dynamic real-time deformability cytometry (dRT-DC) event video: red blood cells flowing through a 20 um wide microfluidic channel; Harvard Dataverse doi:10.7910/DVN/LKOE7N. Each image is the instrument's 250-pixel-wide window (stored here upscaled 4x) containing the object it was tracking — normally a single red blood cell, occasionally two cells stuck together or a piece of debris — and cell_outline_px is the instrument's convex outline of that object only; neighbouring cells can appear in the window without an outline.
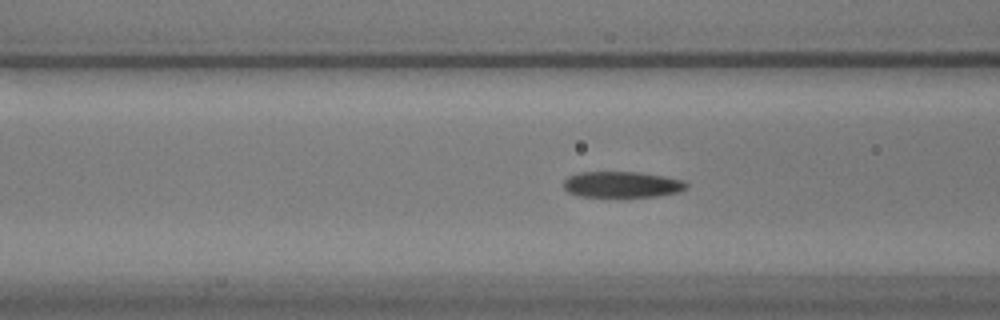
{"species": "common noctule bat (a hibernating species)", "species_latin": "Nyctalus noctula", "temperature_condition": "warm", "stored_images_in_passage": 35, "camera_frame_rate_fps": 3000, "um_per_image_px": 0.085, "animal": {"sex": "male", "body_mass_g": 17.9}, "frame": {"image": 1, "passage_image": 4, "time_ms": 1.0, "image_size_px": [1000, 320], "cell_outline_px": [[688, 184], [680, 192], [656, 196], [580, 196], [568, 192], [564, 188], [564, 180], [568, 176], [576, 172], [640, 172], [664, 176], [684, 180]], "centroid_in_image_um": [52.86, 15.67], "position_along_channel_um": 113.7, "area_um2": 18.55}}
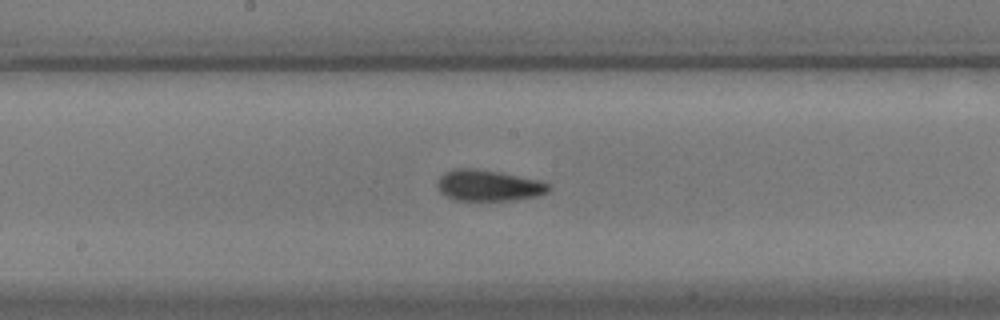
{"frame": {"image": 2, "passage_image": 12, "time_ms": 3.667, "image_size_px": [1000, 320], "cell_outline_px": [[552, 188], [548, 192], [536, 196], [512, 200], [456, 200], [444, 196], [440, 192], [436, 184], [440, 176], [444, 172], [452, 168], [476, 168], [500, 172], [536, 180], [552, 184]], "centroid_in_image_um": [41.49, 15.76], "position_along_channel_um": 206.7, "area_um2": 20.29}}
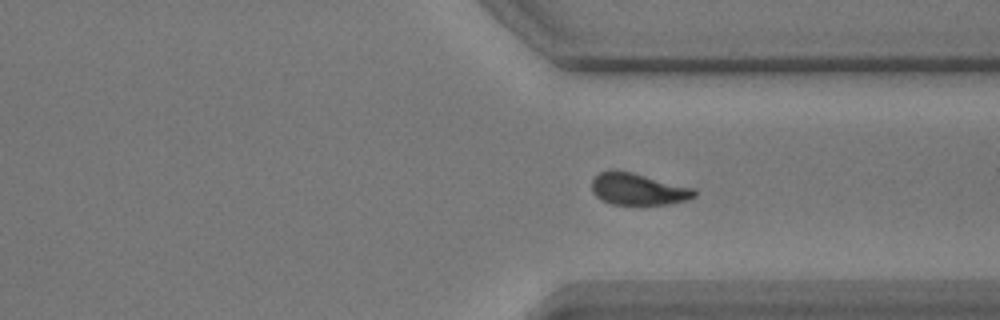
{"frame": {"image": 3, "passage_image": 25, "time_ms": 8.0, "image_size_px": [1000, 320], "cell_outline_px": [[696, 196], [688, 200], [668, 204], [612, 204], [596, 196], [592, 192], [592, 180], [600, 172], [608, 168], [616, 168], [632, 172], [692, 188], [696, 192]], "centroid_in_image_um": [54.19, 16.05], "position_along_channel_um": 357.2, "area_um2": 19.02}}